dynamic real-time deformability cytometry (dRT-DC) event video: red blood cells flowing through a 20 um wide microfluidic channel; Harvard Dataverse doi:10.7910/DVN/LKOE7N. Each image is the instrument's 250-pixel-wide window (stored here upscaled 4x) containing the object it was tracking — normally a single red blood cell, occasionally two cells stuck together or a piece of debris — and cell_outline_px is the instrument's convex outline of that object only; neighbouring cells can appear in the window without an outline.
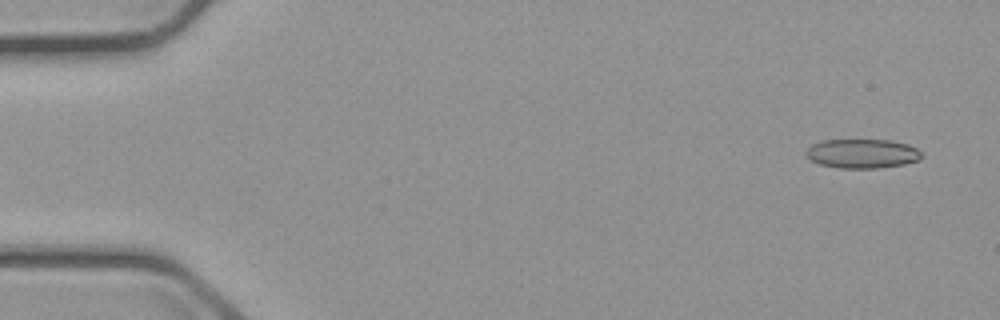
{"species": "common noctule bat (a hibernating species)", "species_latin": "Nyctalus noctula", "temperature_condition": "cold", "stored_images_in_passage": 5, "camera_frame_rate_fps": 3000, "um_per_image_px": 0.085, "animal": {"sex": "male", "body_mass_g": 23.1, "forearm_length_mm": 52.7}, "frame": {"image": 1, "passage_image": 5, "time_ms": 5.0, "image_size_px": [1000, 320], "cell_outline_px": [[924, 156], [920, 160], [904, 164], [876, 168], [840, 168], [820, 164], [812, 160], [804, 152], [812, 144], [824, 140], [888, 140], [908, 144], [916, 148]], "centroid_in_image_um": [73.32, 13.05], "position_along_channel_um": 11.7, "area_um2": 19.59}}